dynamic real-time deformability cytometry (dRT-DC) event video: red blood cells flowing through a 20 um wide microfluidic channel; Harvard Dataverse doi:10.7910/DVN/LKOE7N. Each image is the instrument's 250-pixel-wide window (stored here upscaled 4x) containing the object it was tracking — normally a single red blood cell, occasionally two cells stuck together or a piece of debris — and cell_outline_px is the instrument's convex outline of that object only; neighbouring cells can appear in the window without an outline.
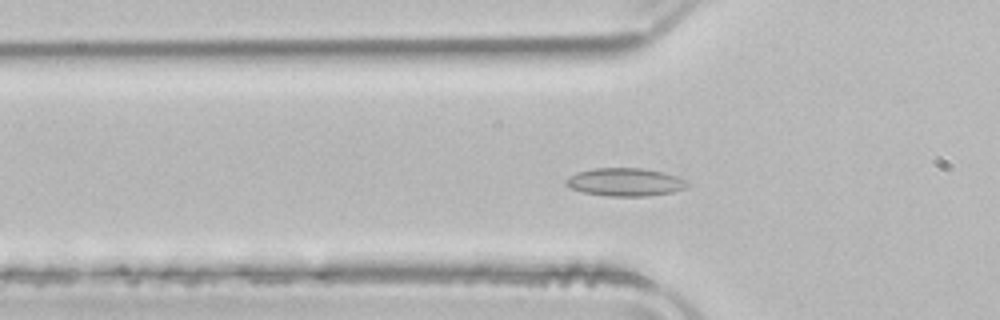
{"species": "common noctule bat (a hibernating species)", "species_latin": "Nyctalus noctula", "temperature_condition": "room temperature", "stored_images_in_passage": 51, "camera_frame_rate_fps": 3000, "um_per_image_px": 0.085, "animal": {"sex": "male", "body_mass_g": 21.5, "forearm_length_mm": 52.0}, "frame": {"image": 1, "passage_image": 16, "time_ms": 5.0, "image_size_px": [1000, 320], "cell_outline_px": [[688, 184], [684, 188], [672, 192], [648, 196], [608, 196], [580, 192], [564, 184], [564, 180], [568, 176], [576, 172], [592, 168], [640, 168], [664, 172], [676, 176], [684, 180]], "centroid_in_image_um": [53.06, 15.47], "position_along_channel_um": 72.7, "area_um2": 19.88}}
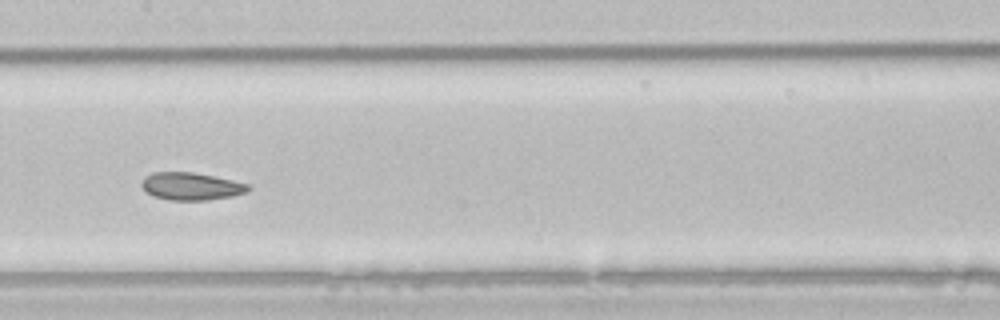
{"frame": {"image": 2, "passage_image": 25, "time_ms": 8.0, "image_size_px": [1000, 320], "cell_outline_px": [[252, 188], [248, 192], [232, 196], [208, 200], [168, 200], [152, 196], [144, 192], [140, 184], [144, 176], [152, 172], [192, 172], [232, 180], [248, 184]], "centroid_in_image_um": [16.2, 15.84], "position_along_channel_um": 191.2, "area_um2": 17.34}}
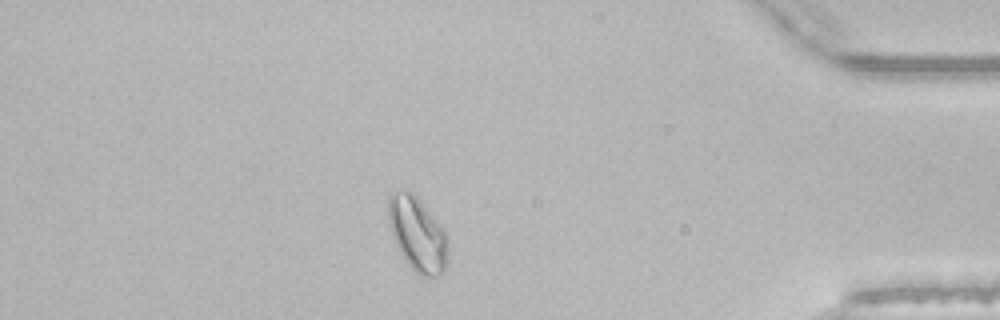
{"frame": {"image": 3, "passage_image": 44, "time_ms": 14.333, "image_size_px": [1000, 320], "cell_outline_px": [[448, 260], [444, 272], [436, 276], [424, 276], [416, 272], [408, 264], [400, 252], [396, 244], [388, 224], [388, 192], [412, 192], [420, 200], [448, 236]], "centroid_in_image_um": [35.48, 19.91], "position_along_channel_um": 399.7, "area_um2": 25.66}, "authors_computed_cell_mechanics": {"area_um2": 19.9988, "velocity_mm_per_s": 3.9248, "shape_relaxation_time_tau1_ms": null, "shape_relaxation_time_tau2_ms": 1.8525, "deformation_change_tau1": null, "deformation_change_tau2": 0.0712}}